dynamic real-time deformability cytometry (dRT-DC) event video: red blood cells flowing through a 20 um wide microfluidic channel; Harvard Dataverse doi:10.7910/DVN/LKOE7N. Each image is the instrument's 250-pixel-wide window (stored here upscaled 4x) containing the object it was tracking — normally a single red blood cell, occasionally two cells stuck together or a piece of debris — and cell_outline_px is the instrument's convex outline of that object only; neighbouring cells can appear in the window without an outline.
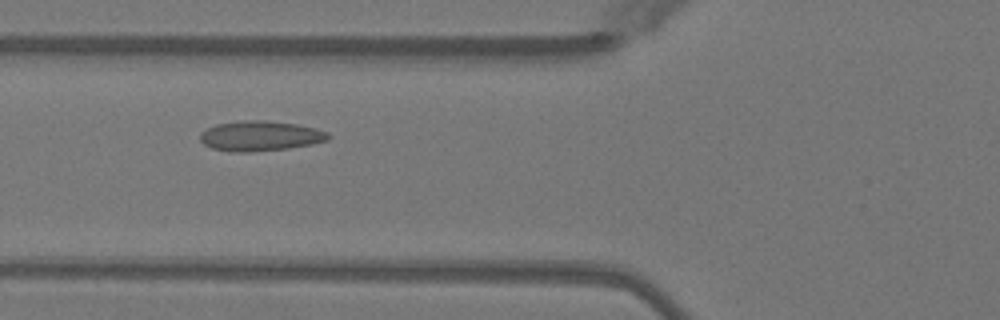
{"species": "Egyptian fruit bat (a non-hibernating species)", "species_latin": "Rousettus aegyptiacus", "temperature_condition": "warm", "stored_images_in_passage": 42, "camera_frame_rate_fps": 3000, "um_per_image_px": 0.085, "animal": {"sex": "female"}, "frame": {"image": 1, "passage_image": 15, "time_ms": 4.667, "image_size_px": [1000, 320], "cell_outline_px": [[332, 136], [328, 140], [312, 144], [288, 148], [248, 152], [232, 152], [212, 148], [204, 144], [200, 140], [200, 132], [216, 124], [244, 120], [264, 120], [296, 124], [316, 128], [328, 132]], "centroid_in_image_um": [22.13, 11.55], "position_along_channel_um": 103.7, "area_um2": 22.48}}
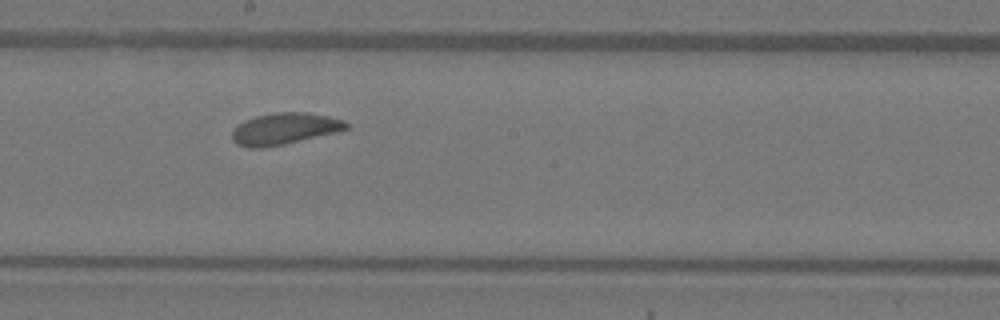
{"frame": {"image": 2, "passage_image": 24, "time_ms": 7.667, "image_size_px": [1000, 320], "cell_outline_px": [[348, 128], [336, 132], [284, 144], [264, 148], [248, 148], [236, 144], [232, 140], [232, 132], [244, 120], [256, 116], [276, 112], [308, 112], [328, 116], [344, 120], [348, 124]], "centroid_in_image_um": [24.17, 10.94], "position_along_channel_um": 224.0, "area_um2": 20.92}}
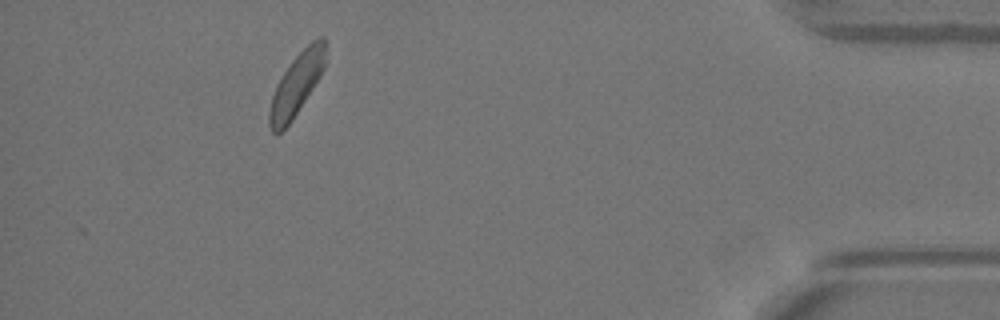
{"frame": {"image": 3, "passage_image": 42, "time_ms": 13.667, "image_size_px": [1000, 320], "cell_outline_px": [[324, 68], [320, 76], [292, 120], [280, 132], [272, 132], [268, 124], [268, 112], [272, 96], [276, 84], [292, 60], [312, 40], [320, 36], [324, 36]], "centroid_in_image_um": [25.17, 7.19], "position_along_channel_um": 410.0, "area_um2": 19.77}, "authors_computed_cell_mechanics": {"area_um2": 20.9236, "velocity_mm_per_s": 4.0029, "shape_relaxation_time_tau1_ms": 3.9558, "shape_relaxation_time_tau2_ms": 1.6862, "deformation_change_tau1": 0.0863, "deformation_change_tau2": 0.0812}}